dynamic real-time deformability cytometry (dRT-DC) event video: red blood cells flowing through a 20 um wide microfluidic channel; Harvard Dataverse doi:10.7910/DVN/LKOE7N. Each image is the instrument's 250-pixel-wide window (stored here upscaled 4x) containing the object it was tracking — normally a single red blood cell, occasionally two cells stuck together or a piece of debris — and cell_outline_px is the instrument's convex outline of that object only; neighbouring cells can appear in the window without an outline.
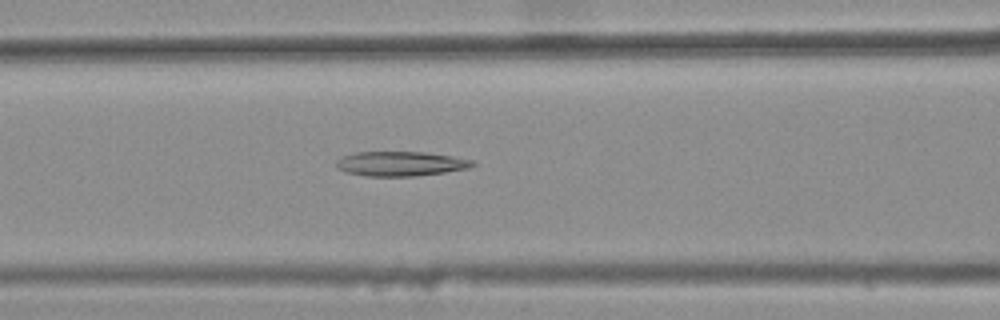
{"species": "common noctule bat (a hibernating species)", "species_latin": "Nyctalus noctula", "temperature_condition": "warm", "stored_images_in_passage": 43, "camera_frame_rate_fps": 3000, "um_per_image_px": 0.085, "animal": {"sex": "female", "body_mass_g": 25.1}, "frame": {"image": 1, "passage_image": 19, "time_ms": 6.0, "image_size_px": [1000, 320], "cell_outline_px": [[476, 164], [468, 168], [444, 172], [416, 176], [368, 176], [348, 172], [336, 168], [336, 160], [340, 156], [356, 152], [424, 152], [452, 156], [472, 160]], "centroid_in_image_um": [34.02, 13.91], "position_along_channel_um": 132.6, "area_um2": 19.48}}
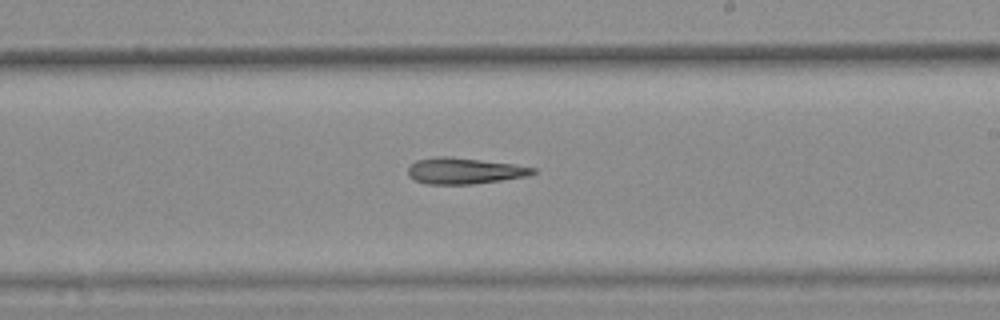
{"frame": {"image": 2, "passage_image": 28, "time_ms": 9.0, "image_size_px": [1000, 320], "cell_outline_px": [[536, 172], [528, 176], [472, 184], [424, 184], [408, 176], [408, 168], [416, 160], [436, 156], [448, 156], [512, 164], [536, 168]], "centroid_in_image_um": [39.44, 14.52], "position_along_channel_um": 249.6, "area_um2": 18.9}}
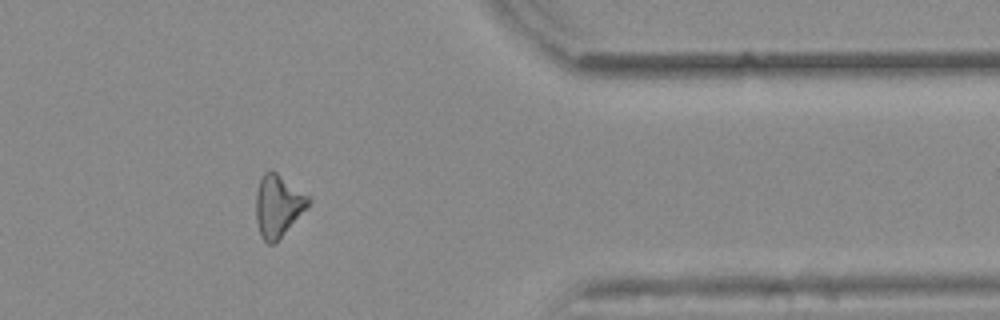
{"frame": {"image": 3, "passage_image": 40, "time_ms": 13.0, "image_size_px": [1000, 320], "cell_outline_px": [[312, 200], [308, 208], [272, 244], [268, 244], [260, 236], [256, 220], [256, 192], [260, 176], [268, 168], [272, 168], [312, 196]], "centroid_in_image_um": [23.65, 17.39], "position_along_channel_um": 387.7, "area_um2": 19.48}}